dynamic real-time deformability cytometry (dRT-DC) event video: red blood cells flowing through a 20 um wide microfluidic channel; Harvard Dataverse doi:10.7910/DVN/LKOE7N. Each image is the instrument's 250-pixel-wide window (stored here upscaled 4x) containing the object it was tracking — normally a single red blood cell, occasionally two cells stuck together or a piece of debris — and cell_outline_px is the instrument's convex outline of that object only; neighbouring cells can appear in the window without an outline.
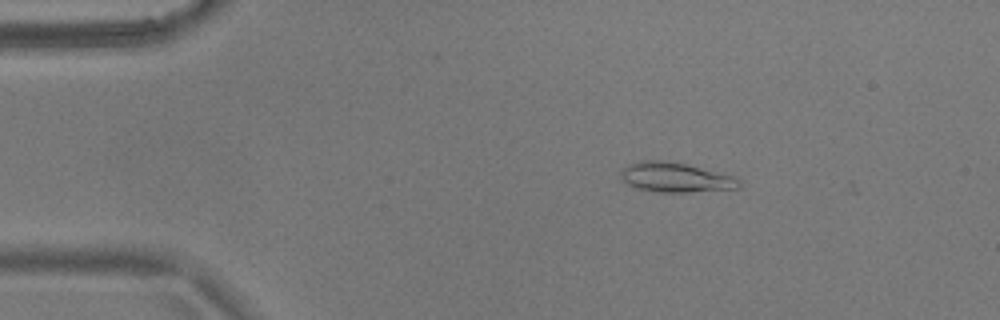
{"species": "common noctule bat (a hibernating species)", "species_latin": "Nyctalus noctula", "temperature_condition": "warm", "stored_images_in_passage": 3, "camera_frame_rate_fps": 3000, "um_per_image_px": 0.085, "animal": {"sex": "male", "body_mass_g": 17.9}, "frame": {"image": 1, "passage_image": 2, "time_ms": 0.333, "image_size_px": [1000, 320], "cell_outline_px": [[740, 188], [688, 192], [660, 192], [640, 188], [628, 184], [620, 176], [620, 172], [628, 164], [640, 160], [660, 160], [684, 164], [732, 176], [740, 180]], "centroid_in_image_um": [57.4, 15.08], "position_along_channel_um": 27.6, "area_um2": 20.0}}